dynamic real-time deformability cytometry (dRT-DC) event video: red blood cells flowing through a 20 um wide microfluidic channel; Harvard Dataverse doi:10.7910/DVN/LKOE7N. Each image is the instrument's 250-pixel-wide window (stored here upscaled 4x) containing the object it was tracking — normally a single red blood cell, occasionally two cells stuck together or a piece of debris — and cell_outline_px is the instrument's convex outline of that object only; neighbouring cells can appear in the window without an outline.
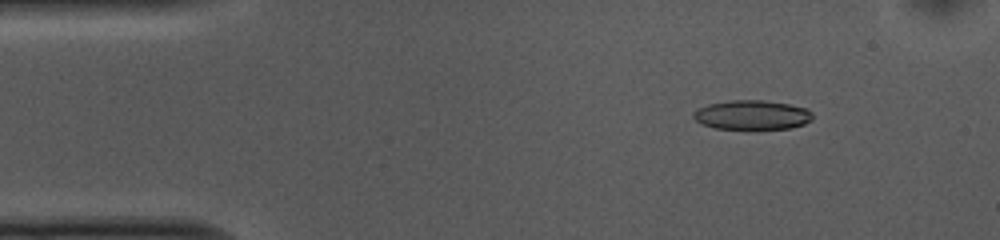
{"species": "common noctule bat (a hibernating species)", "species_latin": "Nyctalus noctula", "temperature_condition": "cold", "stored_images_in_passage": 52, "camera_frame_rate_fps": 3000, "um_per_image_px": 0.085, "animal": {"sex": "female", "body_mass_g": 10.0, "forearm_length_mm": 53.1}, "frame": {"image": 1, "passage_image": 6, "time_ms": 1.667, "image_size_px": [1000, 240], "cell_outline_px": [[812, 120], [804, 124], [792, 128], [712, 128], [696, 120], [692, 116], [692, 112], [708, 104], [732, 100], [764, 100], [788, 104], [808, 108], [812, 112]], "centroid_in_image_um": [63.95, 9.76], "position_along_channel_um": 21.1, "area_um2": 20.23}}
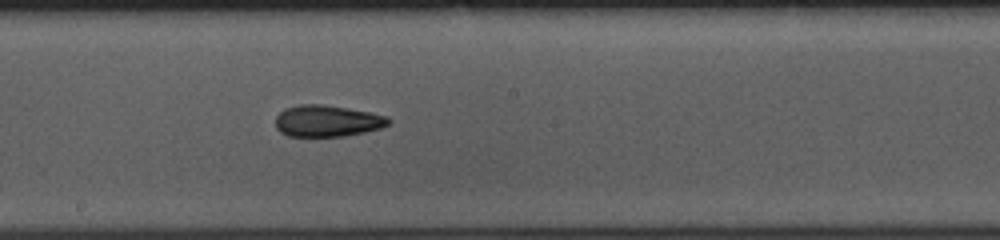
{"frame": {"image": 2, "passage_image": 27, "time_ms": 8.667, "image_size_px": [1000, 240], "cell_outline_px": [[392, 124], [380, 128], [364, 132], [344, 136], [288, 136], [280, 132], [276, 128], [276, 116], [284, 108], [300, 104], [324, 104], [348, 108], [388, 116], [392, 120]], "centroid_in_image_um": [27.83, 10.27], "position_along_channel_um": 220.4, "area_um2": 20.92}}
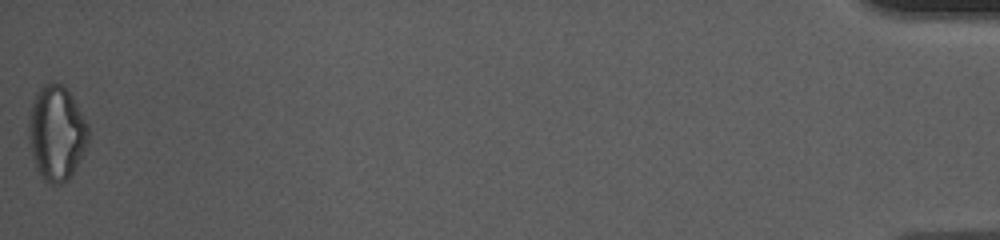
{"frame": {"image": 3, "passage_image": 52, "time_ms": 17.0, "image_size_px": [1000, 240], "cell_outline_px": [[88, 144], [68, 180], [60, 184], [48, 184], [40, 176], [36, 168], [32, 156], [28, 136], [28, 116], [32, 100], [36, 92], [44, 84], [56, 80], [64, 84], [72, 96], [88, 124]], "centroid_in_image_um": [4.78, 11.27], "position_along_channel_um": 430.4, "area_um2": 33.41}, "authors_computed_cell_mechanics": {"area_um2": 21.2704, "velocity_mm_per_s": 3.7508, "shape_relaxation_time_tau1_ms": null, "shape_relaxation_time_tau2_ms": 6.2193, "deformation_change_tau1": null, "deformation_change_tau2": 0.1678}}